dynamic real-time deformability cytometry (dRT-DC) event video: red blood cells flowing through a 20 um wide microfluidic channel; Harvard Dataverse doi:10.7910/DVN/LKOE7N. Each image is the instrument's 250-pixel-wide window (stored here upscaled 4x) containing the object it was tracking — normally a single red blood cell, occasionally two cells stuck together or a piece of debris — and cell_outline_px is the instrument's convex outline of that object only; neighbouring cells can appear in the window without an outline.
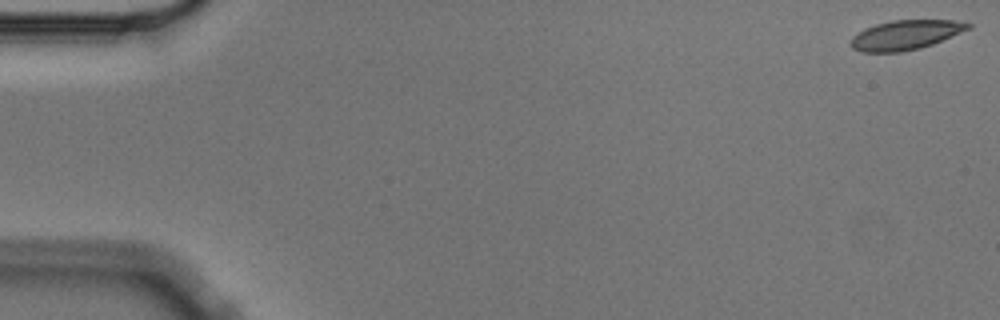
{"species": "Egyptian fruit bat (a non-hibernating species)", "species_latin": "Rousettus aegyptiacus", "temperature_condition": "cold", "stored_images_in_passage": 8, "camera_frame_rate_fps": 3000, "um_per_image_px": 0.085, "animal": {"sex": "male"}, "frame": {"image": 1, "passage_image": 1, "time_ms": 0.0, "image_size_px": [1000, 320], "cell_outline_px": [[972, 28], [932, 44], [920, 48], [900, 52], [860, 52], [852, 48], [852, 36], [864, 28], [876, 24], [892, 20], [952, 20], [972, 24]], "centroid_in_image_um": [76.97, 2.97], "position_along_channel_um": 8.0, "area_um2": 20.11}}
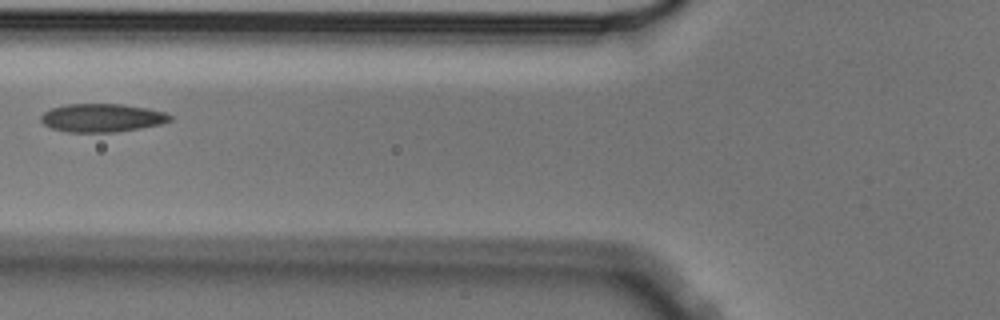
{"frame": {"image": 2, "passage_image": 6, "time_ms": 1.667, "image_size_px": [1000, 320], "cell_outline_px": [[172, 120], [160, 124], [140, 128], [112, 132], [68, 132], [52, 128], [44, 124], [40, 120], [40, 116], [44, 112], [52, 108], [64, 104], [124, 104], [148, 108], [164, 112], [172, 116]], "centroid_in_image_um": [8.66, 10.01], "position_along_channel_um": 117.1, "area_um2": 21.27}}
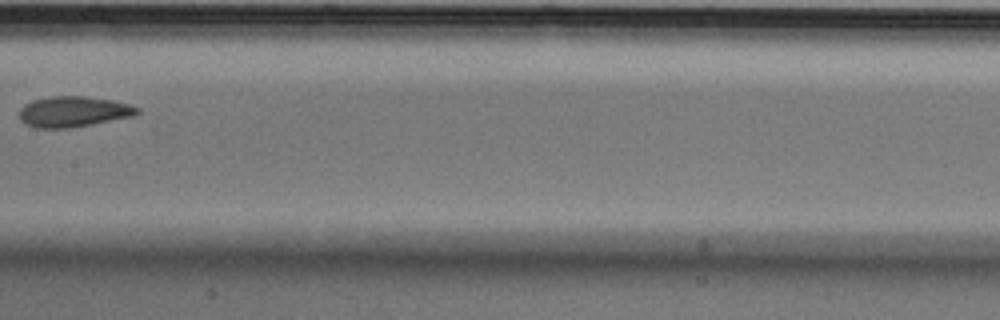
{"frame": {"image": 3, "passage_image": 8, "time_ms": 2.333, "image_size_px": [1000, 320], "cell_outline_px": [[140, 112], [132, 116], [72, 128], [36, 128], [24, 124], [20, 120], [20, 108], [24, 104], [32, 100], [48, 96], [88, 96], [112, 100], [132, 104], [140, 108]], "centroid_in_image_um": [6.23, 9.48], "position_along_channel_um": 201.2, "area_um2": 21.33}}